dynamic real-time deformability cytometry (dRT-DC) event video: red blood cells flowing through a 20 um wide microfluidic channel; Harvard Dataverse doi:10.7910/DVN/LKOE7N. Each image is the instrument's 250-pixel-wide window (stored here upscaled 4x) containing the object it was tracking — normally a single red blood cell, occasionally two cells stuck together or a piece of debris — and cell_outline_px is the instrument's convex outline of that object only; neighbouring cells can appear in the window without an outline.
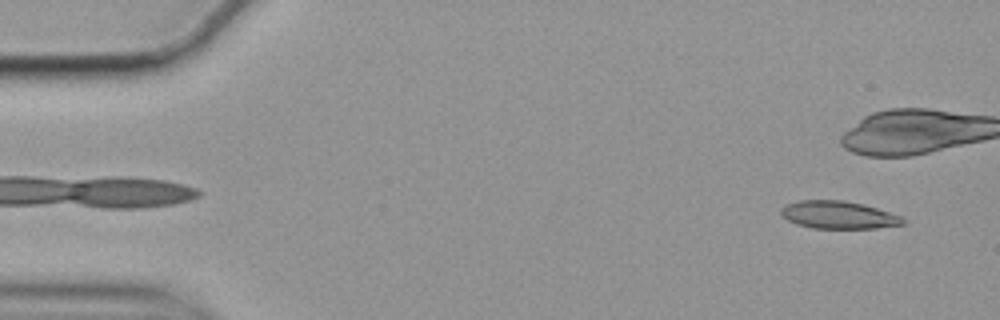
{"species": "common noctule bat (a hibernating species)", "species_latin": "Nyctalus noctula", "temperature_condition": "cold", "stored_images_in_passage": 13, "camera_frame_rate_fps": 3000, "um_per_image_px": 0.085, "animal": {"sex": "female", "body_mass_g": 19.9}, "frame": {"image": 1, "passage_image": 3, "time_ms": 0.667, "image_size_px": [1000, 320], "cell_outline_px": [[908, 220], [904, 224], [876, 228], [812, 228], [796, 224], [780, 216], [780, 208], [788, 204], [800, 200], [844, 200], [876, 208], [904, 216]], "centroid_in_image_um": [71.28, 18.27], "position_along_channel_um": 13.7, "area_um2": 19.77}}